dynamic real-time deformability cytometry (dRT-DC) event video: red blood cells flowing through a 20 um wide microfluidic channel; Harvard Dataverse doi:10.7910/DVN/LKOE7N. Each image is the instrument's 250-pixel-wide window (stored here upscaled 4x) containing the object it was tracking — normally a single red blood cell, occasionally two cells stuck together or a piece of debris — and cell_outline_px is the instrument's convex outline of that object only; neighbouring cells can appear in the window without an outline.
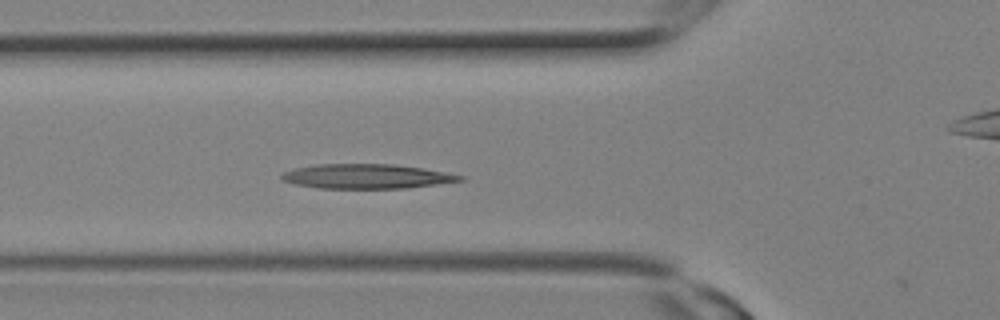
{"species": "Egyptian fruit bat (a non-hibernating species)", "species_latin": "Rousettus aegyptiacus", "temperature_condition": "room temperature", "stored_images_in_passage": 8, "camera_frame_rate_fps": 3000, "um_per_image_px": 0.085, "animal": {"sex": "female"}, "frame": {"image": 1, "passage_image": 7, "time_ms": 2.0, "image_size_px": [1000, 320], "cell_outline_px": [[464, 180], [408, 188], [316, 188], [296, 184], [284, 180], [280, 176], [284, 172], [292, 168], [316, 164], [392, 164], [424, 168], [464, 176]], "centroid_in_image_um": [31.14, 14.98], "position_along_channel_um": 94.7, "area_um2": 25.43}}